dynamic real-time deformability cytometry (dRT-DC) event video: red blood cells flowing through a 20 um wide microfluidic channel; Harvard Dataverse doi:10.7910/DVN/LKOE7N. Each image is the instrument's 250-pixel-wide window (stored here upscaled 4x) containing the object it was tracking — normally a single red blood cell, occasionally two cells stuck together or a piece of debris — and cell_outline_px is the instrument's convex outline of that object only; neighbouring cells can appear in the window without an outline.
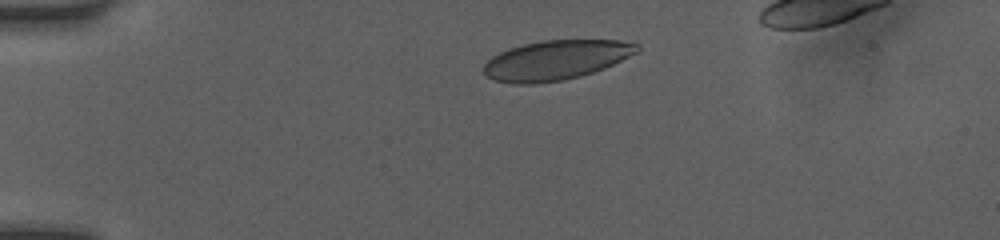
{"species": "human", "species_latin": "Homo sapiens", "temperature_condition": "room temperature", "stored_images_in_passage": 34, "camera_frame_rate_fps": 3000, "um_per_image_px": 0.085, "donor": {"sex": "female"}, "frame": {"image": 1, "passage_image": 2, "time_ms": 0.333, "image_size_px": [1000, 240], "cell_outline_px": [[640, 48], [636, 52], [604, 68], [580, 76], [564, 80], [536, 84], [512, 84], [496, 80], [484, 76], [484, 64], [492, 56], [508, 48], [524, 44], [544, 40], [620, 40], [640, 44]], "centroid_in_image_um": [47.22, 5.11], "position_along_channel_um": 37.8, "area_um2": 35.32}}
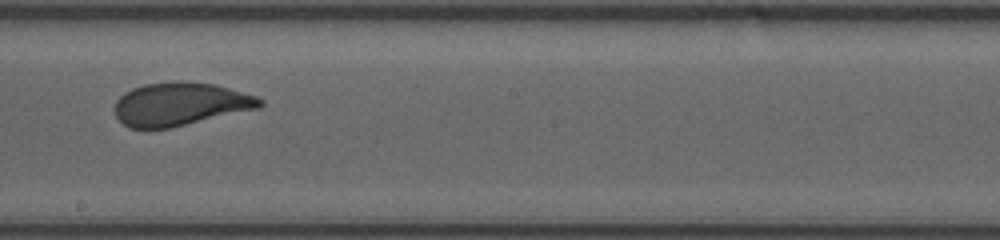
{"frame": {"image": 2, "passage_image": 20, "time_ms": 6.333, "image_size_px": [1000, 240], "cell_outline_px": [[264, 104], [260, 108], [168, 128], [128, 128], [116, 116], [116, 100], [124, 92], [132, 88], [144, 84], [172, 80], [180, 80], [216, 84], [256, 96], [264, 100]], "centroid_in_image_um": [15.33, 8.82], "position_along_channel_um": 232.9, "area_um2": 36.65}}
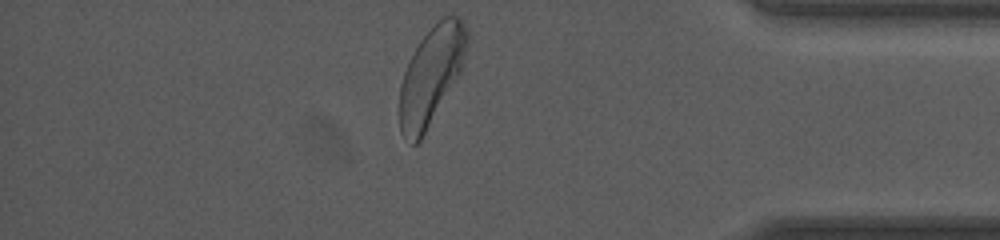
{"frame": {"image": 3, "passage_image": 34, "time_ms": 11.0, "image_size_px": [1000, 240], "cell_outline_px": [[468, 44], [460, 72], [420, 140], [416, 144], [412, 144], [400, 132], [400, 84], [404, 72], [420, 40], [444, 16], [460, 16], [468, 32]], "centroid_in_image_um": [36.66, 6.4], "position_along_channel_um": 398.5, "area_um2": 37.4}, "authors_computed_cell_mechanics": {"area_um2": 36.992, "velocity_mm_per_s": 4.1074, "shape_relaxation_time_tau1_ms": 4.7453, "shape_relaxation_time_tau2_ms": null, "deformation_change_tau1": 0.1623, "deformation_change_tau2": null}}